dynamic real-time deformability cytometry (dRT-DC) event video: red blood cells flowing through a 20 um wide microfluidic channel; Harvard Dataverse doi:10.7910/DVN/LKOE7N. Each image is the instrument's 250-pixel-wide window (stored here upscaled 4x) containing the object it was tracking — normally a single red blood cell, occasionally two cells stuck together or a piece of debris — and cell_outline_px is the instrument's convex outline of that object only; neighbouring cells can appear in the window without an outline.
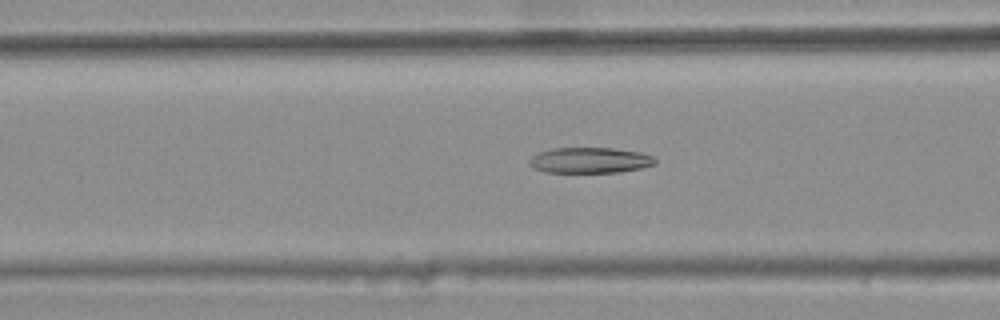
{"species": "common noctule bat (a hibernating species)", "species_latin": "Nyctalus noctula", "temperature_condition": "warm", "stored_images_in_passage": 31, "camera_frame_rate_fps": 3000, "um_per_image_px": 0.085, "animal": {"sex": "female", "body_mass_g": 25.1}, "frame": {"image": 1, "passage_image": 5, "time_ms": 1.333, "image_size_px": [1000, 320], "cell_outline_px": [[656, 164], [640, 168], [620, 172], [544, 172], [532, 168], [528, 164], [528, 160], [532, 156], [540, 152], [552, 148], [612, 148], [640, 152], [652, 156], [656, 160]], "centroid_in_image_um": [50.11, 13.62], "position_along_channel_um": 116.5, "area_um2": 18.84}}
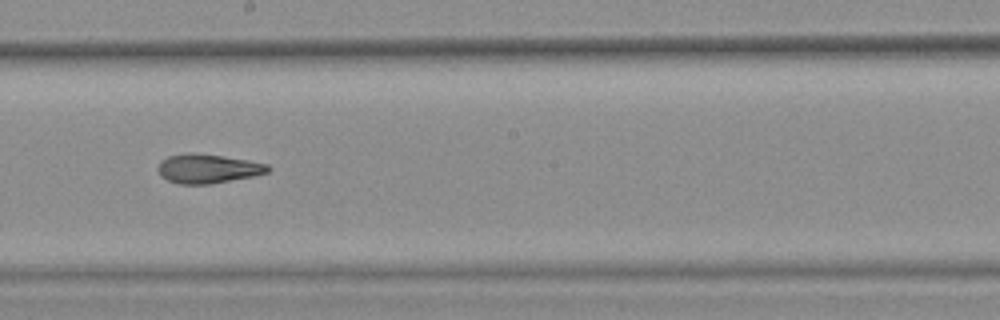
{"frame": {"image": 2, "passage_image": 14, "time_ms": 4.333, "image_size_px": [1000, 320], "cell_outline_px": [[272, 168], [268, 172], [252, 176], [208, 184], [180, 184], [168, 180], [160, 176], [156, 168], [160, 160], [168, 156], [188, 152], [192, 152], [224, 156], [248, 160], [268, 164]], "centroid_in_image_um": [17.63, 14.32], "position_along_channel_um": 230.6, "area_um2": 18.79}}
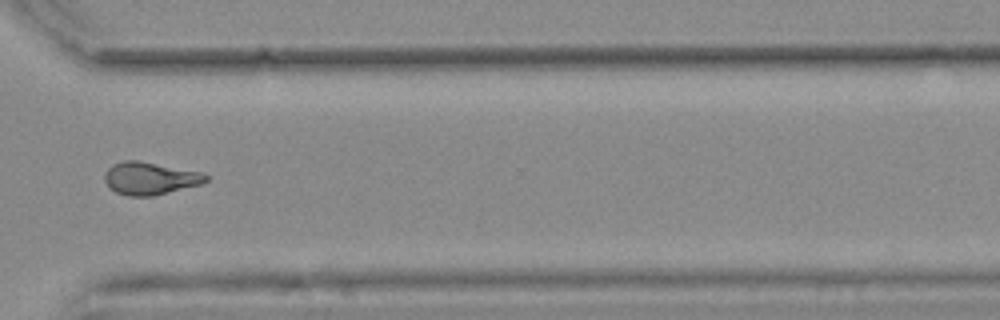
{"frame": {"image": 3, "passage_image": 24, "time_ms": 7.667, "image_size_px": [1000, 320], "cell_outline_px": [[208, 180], [200, 184], [152, 196], [128, 196], [116, 192], [104, 180], [104, 176], [108, 168], [112, 164], [124, 160], [136, 160], [204, 172], [208, 176]], "centroid_in_image_um": [12.76, 15.15], "position_along_channel_um": 357.8, "area_um2": 19.07}, "authors_computed_cell_mechanics": {"area_um2": 18.785, "velocity_mm_per_s": 3.8079, "shape_relaxation_time_tau1_ms": null, "shape_relaxation_time_tau2_ms": 2.0744, "deformation_change_tau1": null, "deformation_change_tau2": 0.0958}}